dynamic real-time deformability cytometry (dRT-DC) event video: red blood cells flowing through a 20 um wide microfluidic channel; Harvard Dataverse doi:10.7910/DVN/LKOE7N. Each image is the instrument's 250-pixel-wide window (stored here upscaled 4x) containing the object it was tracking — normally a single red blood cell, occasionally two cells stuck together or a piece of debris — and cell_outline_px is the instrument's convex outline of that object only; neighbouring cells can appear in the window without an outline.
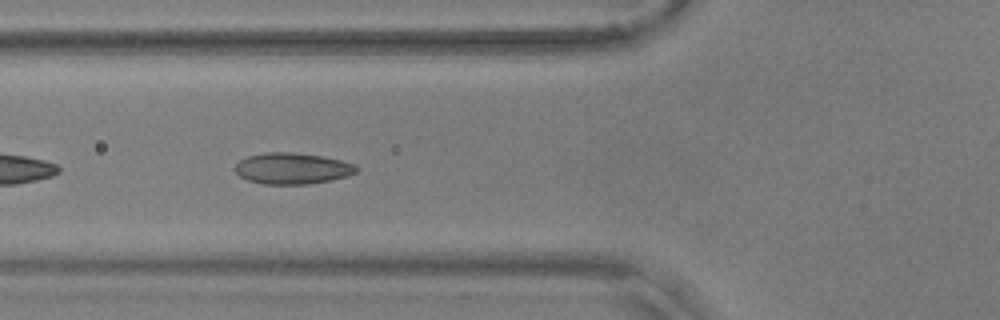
{"species": "common noctule bat (a hibernating species)", "species_latin": "Nyctalus noctula", "temperature_condition": "warm", "stored_images_in_passage": 30, "camera_frame_rate_fps": 3000, "um_per_image_px": 0.085, "animal": {"sex": "male", "body_mass_g": 17.9, "forearm_length_mm": 54.2}, "frame": {"image": 1, "passage_image": 5, "time_ms": 1.333, "image_size_px": [1000, 320], "cell_outline_px": [[360, 168], [356, 172], [348, 176], [332, 180], [308, 184], [264, 184], [248, 180], [240, 176], [232, 168], [240, 160], [248, 156], [268, 152], [288, 152], [320, 156], [340, 160], [356, 164]], "centroid_in_image_um": [24.86, 14.32], "position_along_channel_um": 100.9, "area_um2": 22.08}}
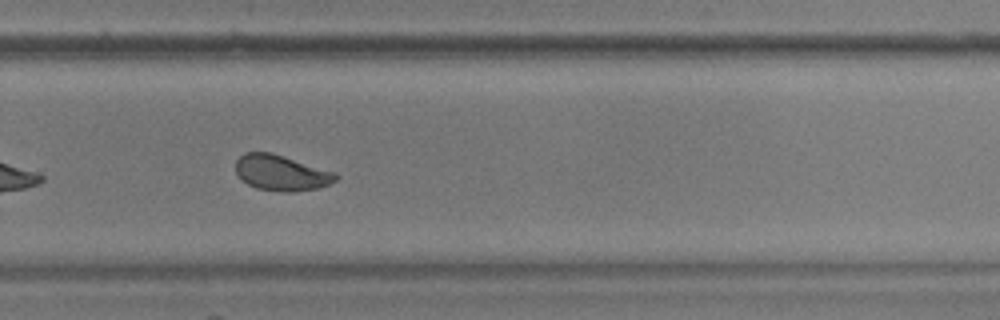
{"frame": {"image": 2, "passage_image": 22, "time_ms": 7.0, "image_size_px": [1000, 320], "cell_outline_px": [[340, 176], [336, 180], [320, 188], [292, 192], [284, 192], [256, 188], [248, 184], [236, 172], [236, 160], [244, 152], [272, 152], [336, 172]], "centroid_in_image_um": [23.94, 14.68], "position_along_channel_um": 305.9, "area_um2": 20.87}}
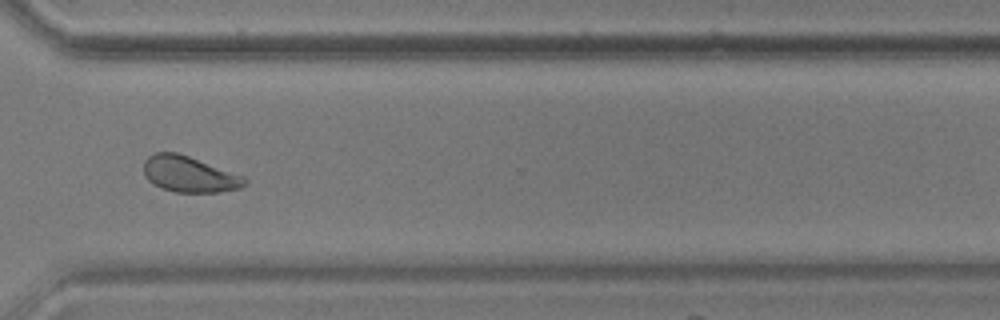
{"frame": {"image": 3, "passage_image": 26, "time_ms": 8.333, "image_size_px": [1000, 320], "cell_outline_px": [[248, 184], [240, 188], [220, 192], [176, 192], [160, 188], [152, 184], [144, 176], [144, 160], [148, 156], [156, 152], [176, 152], [188, 156], [244, 176], [248, 180]], "centroid_in_image_um": [16.08, 14.82], "position_along_channel_um": 354.5, "area_um2": 21.27}, "authors_computed_cell_mechanics": {"area_um2": 20.9236, "velocity_mm_per_s": 3.6177, "shape_relaxation_time_tau1_ms": 4.4498, "shape_relaxation_time_tau2_ms": 0.9137, "deformation_change_tau1": 0.1134, "deformation_change_tau2": 0.0663}}